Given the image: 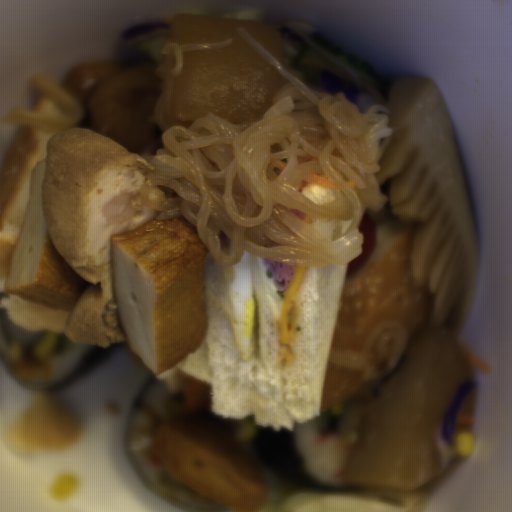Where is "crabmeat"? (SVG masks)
I'll use <instances>...</instances> for the list:
<instances>
[{"label":"crabmeat","instance_id":"1","mask_svg":"<svg viewBox=\"0 0 512 512\" xmlns=\"http://www.w3.org/2000/svg\"><path fill=\"white\" fill-rule=\"evenodd\" d=\"M351 447L335 431L323 432L314 444L313 454L320 468L330 476L341 479L351 455Z\"/></svg>","mask_w":512,"mask_h":512}]
</instances>
